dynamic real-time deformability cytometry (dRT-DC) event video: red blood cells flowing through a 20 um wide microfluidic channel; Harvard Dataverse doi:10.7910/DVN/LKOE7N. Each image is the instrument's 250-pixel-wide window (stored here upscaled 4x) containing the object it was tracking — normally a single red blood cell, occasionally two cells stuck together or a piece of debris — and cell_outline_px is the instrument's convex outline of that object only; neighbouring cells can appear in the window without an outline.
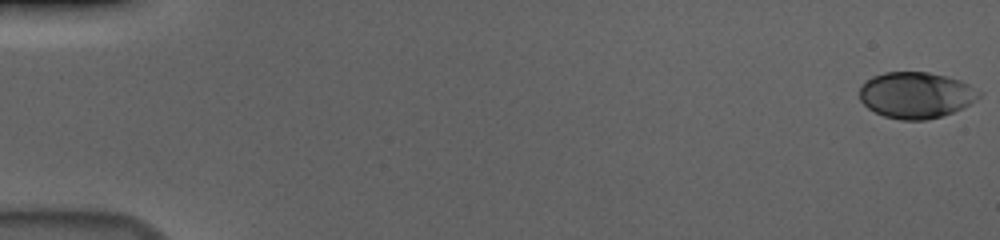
{"species": "human", "species_latin": "Homo sapiens", "temperature_condition": "cold", "stored_images_in_passage": 57, "camera_frame_rate_fps": 3000, "um_per_image_px": 0.085, "donor": {"sex": "male"}, "frame": {"image": 1, "passage_image": 1, "time_ms": 0.0, "image_size_px": [1000, 240], "cell_outline_px": [[984, 92], [976, 100], [964, 108], [928, 120], [900, 120], [884, 116], [868, 108], [860, 100], [860, 88], [864, 80], [872, 76], [884, 72], [928, 72], [960, 80]], "centroid_in_image_um": [77.86, 8.08], "position_along_channel_um": 7.1, "area_um2": 32.37}}
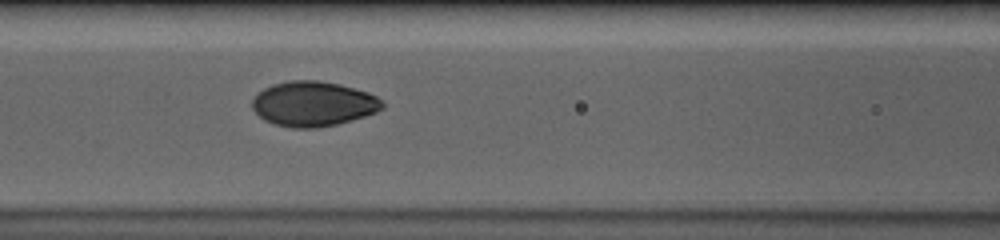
{"frame": {"image": 2, "passage_image": 26, "time_ms": 8.333, "image_size_px": [1000, 240], "cell_outline_px": [[384, 108], [376, 112], [352, 120], [336, 124], [316, 128], [292, 128], [276, 124], [264, 120], [252, 108], [252, 100], [264, 88], [272, 84], [292, 80], [316, 80], [340, 84], [368, 92], [384, 100]], "centroid_in_image_um": [26.66, 8.82], "position_along_channel_um": 139.9, "area_um2": 34.04}}
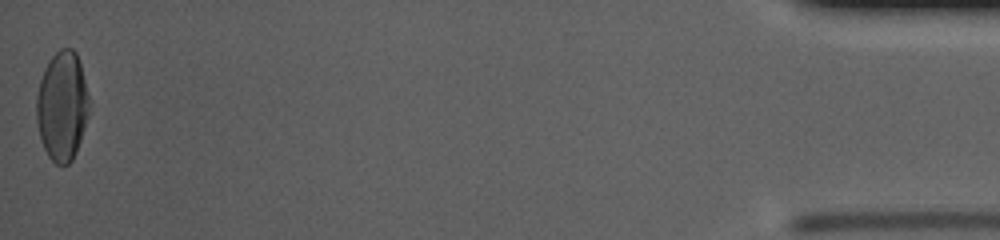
{"frame": {"image": 3, "passage_image": 57, "time_ms": 18.667, "image_size_px": [1000, 240], "cell_outline_px": [[88, 116], [76, 152], [72, 160], [68, 164], [56, 164], [48, 156], [44, 148], [40, 136], [36, 120], [36, 96], [40, 80], [44, 68], [52, 56], [60, 48], [72, 48], [76, 52], [80, 64], [88, 96]], "centroid_in_image_um": [5.26, 9.01], "position_along_channel_um": 429.9, "area_um2": 33.29}, "authors_computed_cell_mechanics": {"area_um2": 32.946, "velocity_mm_per_s": 3.6827, "shape_relaxation_time_tau1_ms": 3.6521, "shape_relaxation_time_tau2_ms": null, "deformation_change_tau1": 0.1595, "deformation_change_tau2": null}}